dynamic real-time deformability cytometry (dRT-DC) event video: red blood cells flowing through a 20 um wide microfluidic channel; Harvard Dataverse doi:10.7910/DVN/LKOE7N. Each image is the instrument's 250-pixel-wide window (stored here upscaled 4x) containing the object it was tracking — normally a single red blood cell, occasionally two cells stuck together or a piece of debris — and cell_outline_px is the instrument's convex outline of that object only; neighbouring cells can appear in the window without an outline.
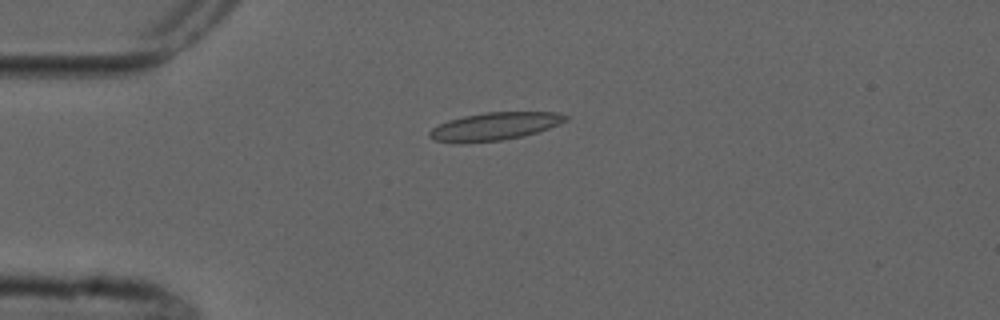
{"species": "common noctule bat (a hibernating species)", "species_latin": "Nyctalus noctula", "temperature_condition": "cold", "stored_images_in_passage": 7, "camera_frame_rate_fps": 3000, "um_per_image_px": 0.085, "animal": {"sex": "male", "forearm_length_mm": 52.5}, "frame": {"image": 1, "passage_image": 3, "time_ms": 2.333, "image_size_px": [1000, 320], "cell_outline_px": [[572, 116], [568, 120], [560, 124], [524, 136], [504, 140], [460, 144], [432, 140], [428, 136], [428, 132], [432, 128], [448, 120], [464, 116], [484, 112], [556, 112]], "centroid_in_image_um": [42.04, 10.75], "position_along_channel_um": 43.0, "area_um2": 22.43}}
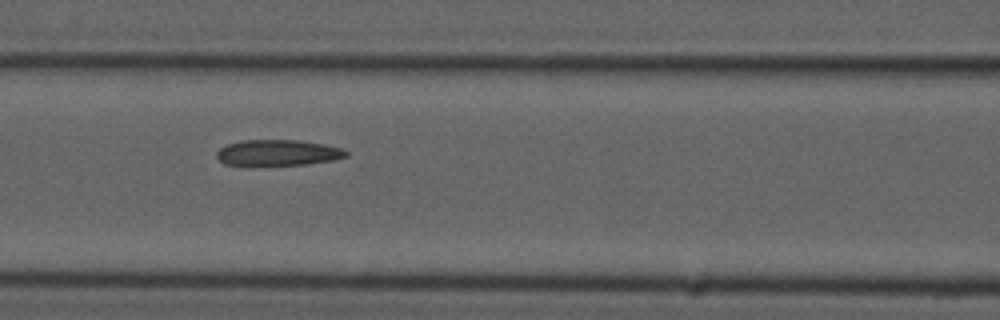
{"frame": {"image": 2, "passage_image": 6, "time_ms": 5.667, "image_size_px": [1000, 320], "cell_outline_px": [[348, 156], [332, 160], [304, 164], [224, 164], [216, 156], [216, 152], [220, 148], [228, 144], [240, 140], [300, 140], [324, 144], [340, 148], [348, 152]], "centroid_in_image_um": [23.62, 12.96], "position_along_channel_um": 143.0, "area_um2": 19.13}}
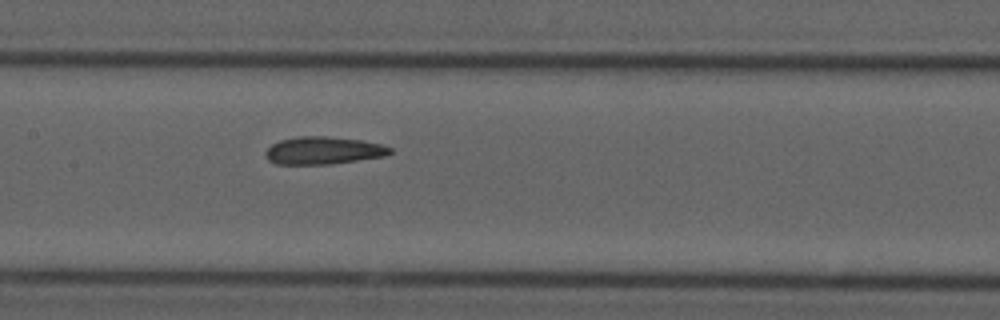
{"frame": {"image": 3, "passage_image": 7, "time_ms": 6.667, "image_size_px": [1000, 320], "cell_outline_px": [[392, 152], [384, 156], [332, 164], [276, 164], [268, 160], [264, 156], [264, 152], [272, 144], [280, 140], [296, 136], [328, 136], [360, 140], [380, 144], [392, 148]], "centroid_in_image_um": [27.44, 12.79], "position_along_channel_um": 180.0, "area_um2": 20.06}}